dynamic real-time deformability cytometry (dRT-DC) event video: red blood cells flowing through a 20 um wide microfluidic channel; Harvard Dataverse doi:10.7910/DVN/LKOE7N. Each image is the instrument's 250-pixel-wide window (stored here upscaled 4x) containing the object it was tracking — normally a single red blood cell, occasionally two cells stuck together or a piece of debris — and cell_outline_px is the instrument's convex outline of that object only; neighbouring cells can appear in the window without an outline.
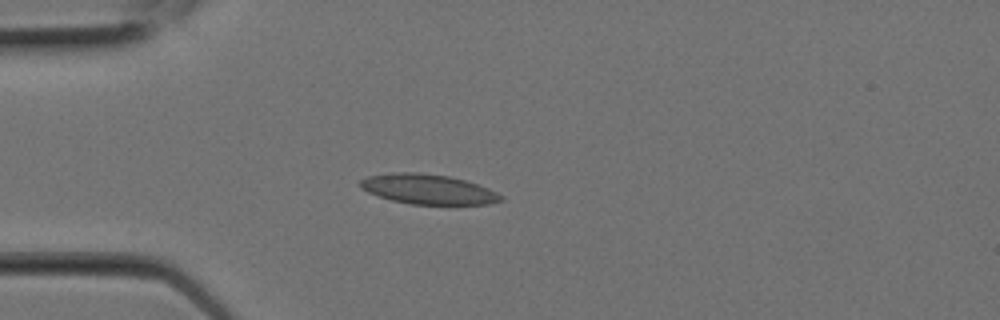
{"species": "Egyptian fruit bat (a non-hibernating species)", "species_latin": "Rousettus aegyptiacus", "temperature_condition": "room temperature", "stored_images_in_passage": 8, "camera_frame_rate_fps": 3000, "um_per_image_px": 0.085, "animal": {"sex": "female"}, "frame": {"image": 1, "passage_image": 6, "time_ms": 1.667, "image_size_px": [1000, 320], "cell_outline_px": [[504, 200], [488, 204], [412, 204], [392, 200], [368, 192], [360, 188], [360, 180], [368, 176], [388, 172], [420, 172], [448, 176], [464, 180], [488, 188], [504, 196]], "centroid_in_image_um": [36.38, 16.07], "position_along_channel_um": 48.6, "area_um2": 24.45}}
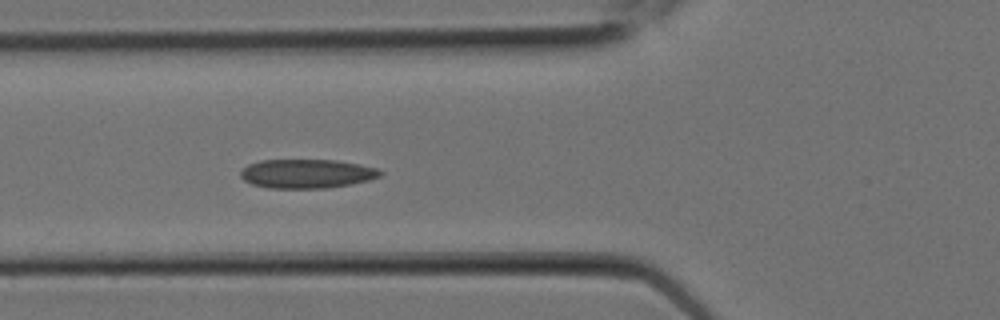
{"frame": {"image": 2, "passage_image": 8, "time_ms": 2.333, "image_size_px": [1000, 320], "cell_outline_px": [[384, 172], [380, 176], [368, 180], [352, 184], [328, 188], [268, 188], [252, 184], [244, 180], [240, 176], [240, 172], [248, 164], [260, 160], [336, 160], [360, 164], [380, 168]], "centroid_in_image_um": [26.11, 14.76], "position_along_channel_um": 99.7, "area_um2": 23.81}}